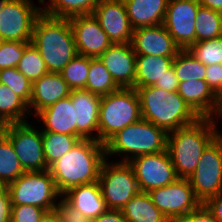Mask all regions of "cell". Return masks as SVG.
Wrapping results in <instances>:
<instances>
[{
	"label": "cell",
	"instance_id": "21",
	"mask_svg": "<svg viewBox=\"0 0 222 222\" xmlns=\"http://www.w3.org/2000/svg\"><path fill=\"white\" fill-rule=\"evenodd\" d=\"M71 89L60 73L48 72L32 83L29 109L34 107L35 115L70 95Z\"/></svg>",
	"mask_w": 222,
	"mask_h": 222
},
{
	"label": "cell",
	"instance_id": "12",
	"mask_svg": "<svg viewBox=\"0 0 222 222\" xmlns=\"http://www.w3.org/2000/svg\"><path fill=\"white\" fill-rule=\"evenodd\" d=\"M6 137L11 141L25 172L44 171L49 168L43 154L41 130H36L28 121L9 123Z\"/></svg>",
	"mask_w": 222,
	"mask_h": 222
},
{
	"label": "cell",
	"instance_id": "27",
	"mask_svg": "<svg viewBox=\"0 0 222 222\" xmlns=\"http://www.w3.org/2000/svg\"><path fill=\"white\" fill-rule=\"evenodd\" d=\"M100 0H49L48 6L40 7L41 13L70 18L76 15L93 14Z\"/></svg>",
	"mask_w": 222,
	"mask_h": 222
},
{
	"label": "cell",
	"instance_id": "37",
	"mask_svg": "<svg viewBox=\"0 0 222 222\" xmlns=\"http://www.w3.org/2000/svg\"><path fill=\"white\" fill-rule=\"evenodd\" d=\"M0 83L8 86L29 105L32 83L16 67L0 70Z\"/></svg>",
	"mask_w": 222,
	"mask_h": 222
},
{
	"label": "cell",
	"instance_id": "20",
	"mask_svg": "<svg viewBox=\"0 0 222 222\" xmlns=\"http://www.w3.org/2000/svg\"><path fill=\"white\" fill-rule=\"evenodd\" d=\"M178 94L200 116L217 118L222 111V101L213 93L205 80L179 82Z\"/></svg>",
	"mask_w": 222,
	"mask_h": 222
},
{
	"label": "cell",
	"instance_id": "35",
	"mask_svg": "<svg viewBox=\"0 0 222 222\" xmlns=\"http://www.w3.org/2000/svg\"><path fill=\"white\" fill-rule=\"evenodd\" d=\"M90 57L77 54L60 72L71 90L86 89Z\"/></svg>",
	"mask_w": 222,
	"mask_h": 222
},
{
	"label": "cell",
	"instance_id": "28",
	"mask_svg": "<svg viewBox=\"0 0 222 222\" xmlns=\"http://www.w3.org/2000/svg\"><path fill=\"white\" fill-rule=\"evenodd\" d=\"M28 104L17 96L8 86L0 83V115L9 123L27 122L30 115ZM25 117V118H24Z\"/></svg>",
	"mask_w": 222,
	"mask_h": 222
},
{
	"label": "cell",
	"instance_id": "7",
	"mask_svg": "<svg viewBox=\"0 0 222 222\" xmlns=\"http://www.w3.org/2000/svg\"><path fill=\"white\" fill-rule=\"evenodd\" d=\"M12 206L32 205L46 211L54 210L55 199L62 196L49 170L24 172L6 185Z\"/></svg>",
	"mask_w": 222,
	"mask_h": 222
},
{
	"label": "cell",
	"instance_id": "41",
	"mask_svg": "<svg viewBox=\"0 0 222 222\" xmlns=\"http://www.w3.org/2000/svg\"><path fill=\"white\" fill-rule=\"evenodd\" d=\"M204 80L213 93L222 101V64L208 65Z\"/></svg>",
	"mask_w": 222,
	"mask_h": 222
},
{
	"label": "cell",
	"instance_id": "4",
	"mask_svg": "<svg viewBox=\"0 0 222 222\" xmlns=\"http://www.w3.org/2000/svg\"><path fill=\"white\" fill-rule=\"evenodd\" d=\"M140 99L142 119L167 133L196 122L201 118L178 94L154 85L136 89Z\"/></svg>",
	"mask_w": 222,
	"mask_h": 222
},
{
	"label": "cell",
	"instance_id": "1",
	"mask_svg": "<svg viewBox=\"0 0 222 222\" xmlns=\"http://www.w3.org/2000/svg\"><path fill=\"white\" fill-rule=\"evenodd\" d=\"M105 157V144L94 139H80L48 168L58 192L62 195L75 186L97 182Z\"/></svg>",
	"mask_w": 222,
	"mask_h": 222
},
{
	"label": "cell",
	"instance_id": "16",
	"mask_svg": "<svg viewBox=\"0 0 222 222\" xmlns=\"http://www.w3.org/2000/svg\"><path fill=\"white\" fill-rule=\"evenodd\" d=\"M93 15L113 44L131 43L133 28L123 0H100Z\"/></svg>",
	"mask_w": 222,
	"mask_h": 222
},
{
	"label": "cell",
	"instance_id": "5",
	"mask_svg": "<svg viewBox=\"0 0 222 222\" xmlns=\"http://www.w3.org/2000/svg\"><path fill=\"white\" fill-rule=\"evenodd\" d=\"M167 137L164 129L141 119L126 126L105 143L106 157L122 153L126 156L120 162H129L139 155L162 152L167 150Z\"/></svg>",
	"mask_w": 222,
	"mask_h": 222
},
{
	"label": "cell",
	"instance_id": "3",
	"mask_svg": "<svg viewBox=\"0 0 222 222\" xmlns=\"http://www.w3.org/2000/svg\"><path fill=\"white\" fill-rule=\"evenodd\" d=\"M31 43L38 49L49 72L60 73L78 54L68 18L40 13L33 25Z\"/></svg>",
	"mask_w": 222,
	"mask_h": 222
},
{
	"label": "cell",
	"instance_id": "23",
	"mask_svg": "<svg viewBox=\"0 0 222 222\" xmlns=\"http://www.w3.org/2000/svg\"><path fill=\"white\" fill-rule=\"evenodd\" d=\"M36 116L44 124L41 132H54L76 136L75 109L70 95L43 109Z\"/></svg>",
	"mask_w": 222,
	"mask_h": 222
},
{
	"label": "cell",
	"instance_id": "45",
	"mask_svg": "<svg viewBox=\"0 0 222 222\" xmlns=\"http://www.w3.org/2000/svg\"><path fill=\"white\" fill-rule=\"evenodd\" d=\"M204 205L218 222H222V192L209 198Z\"/></svg>",
	"mask_w": 222,
	"mask_h": 222
},
{
	"label": "cell",
	"instance_id": "40",
	"mask_svg": "<svg viewBox=\"0 0 222 222\" xmlns=\"http://www.w3.org/2000/svg\"><path fill=\"white\" fill-rule=\"evenodd\" d=\"M54 206V211L57 213L61 222H92L86 218L78 209L74 208L64 198H61Z\"/></svg>",
	"mask_w": 222,
	"mask_h": 222
},
{
	"label": "cell",
	"instance_id": "49",
	"mask_svg": "<svg viewBox=\"0 0 222 222\" xmlns=\"http://www.w3.org/2000/svg\"><path fill=\"white\" fill-rule=\"evenodd\" d=\"M9 126V122H7L1 115H0V138L6 136L7 128Z\"/></svg>",
	"mask_w": 222,
	"mask_h": 222
},
{
	"label": "cell",
	"instance_id": "15",
	"mask_svg": "<svg viewBox=\"0 0 222 222\" xmlns=\"http://www.w3.org/2000/svg\"><path fill=\"white\" fill-rule=\"evenodd\" d=\"M68 19L79 55L98 58L113 44L93 14L76 15Z\"/></svg>",
	"mask_w": 222,
	"mask_h": 222
},
{
	"label": "cell",
	"instance_id": "29",
	"mask_svg": "<svg viewBox=\"0 0 222 222\" xmlns=\"http://www.w3.org/2000/svg\"><path fill=\"white\" fill-rule=\"evenodd\" d=\"M41 134L43 154L48 167L80 141V138L75 135L54 132H41Z\"/></svg>",
	"mask_w": 222,
	"mask_h": 222
},
{
	"label": "cell",
	"instance_id": "24",
	"mask_svg": "<svg viewBox=\"0 0 222 222\" xmlns=\"http://www.w3.org/2000/svg\"><path fill=\"white\" fill-rule=\"evenodd\" d=\"M133 29L163 24L169 0H123Z\"/></svg>",
	"mask_w": 222,
	"mask_h": 222
},
{
	"label": "cell",
	"instance_id": "17",
	"mask_svg": "<svg viewBox=\"0 0 222 222\" xmlns=\"http://www.w3.org/2000/svg\"><path fill=\"white\" fill-rule=\"evenodd\" d=\"M98 58L119 88H135L136 54L131 43L112 44Z\"/></svg>",
	"mask_w": 222,
	"mask_h": 222
},
{
	"label": "cell",
	"instance_id": "50",
	"mask_svg": "<svg viewBox=\"0 0 222 222\" xmlns=\"http://www.w3.org/2000/svg\"><path fill=\"white\" fill-rule=\"evenodd\" d=\"M2 3H3V0H0V13H1Z\"/></svg>",
	"mask_w": 222,
	"mask_h": 222
},
{
	"label": "cell",
	"instance_id": "46",
	"mask_svg": "<svg viewBox=\"0 0 222 222\" xmlns=\"http://www.w3.org/2000/svg\"><path fill=\"white\" fill-rule=\"evenodd\" d=\"M92 222H128V221L125 219L121 210L108 209L98 218L93 219Z\"/></svg>",
	"mask_w": 222,
	"mask_h": 222
},
{
	"label": "cell",
	"instance_id": "19",
	"mask_svg": "<svg viewBox=\"0 0 222 222\" xmlns=\"http://www.w3.org/2000/svg\"><path fill=\"white\" fill-rule=\"evenodd\" d=\"M75 109L76 136L80 139L98 141V123L101 96L86 89H74L70 92ZM93 131L96 132L93 136Z\"/></svg>",
	"mask_w": 222,
	"mask_h": 222
},
{
	"label": "cell",
	"instance_id": "33",
	"mask_svg": "<svg viewBox=\"0 0 222 222\" xmlns=\"http://www.w3.org/2000/svg\"><path fill=\"white\" fill-rule=\"evenodd\" d=\"M196 42L222 36V14L200 6L196 16Z\"/></svg>",
	"mask_w": 222,
	"mask_h": 222
},
{
	"label": "cell",
	"instance_id": "39",
	"mask_svg": "<svg viewBox=\"0 0 222 222\" xmlns=\"http://www.w3.org/2000/svg\"><path fill=\"white\" fill-rule=\"evenodd\" d=\"M46 210L32 205L12 206L10 222H40Z\"/></svg>",
	"mask_w": 222,
	"mask_h": 222
},
{
	"label": "cell",
	"instance_id": "25",
	"mask_svg": "<svg viewBox=\"0 0 222 222\" xmlns=\"http://www.w3.org/2000/svg\"><path fill=\"white\" fill-rule=\"evenodd\" d=\"M175 57L136 56L135 89L154 85L172 67Z\"/></svg>",
	"mask_w": 222,
	"mask_h": 222
},
{
	"label": "cell",
	"instance_id": "22",
	"mask_svg": "<svg viewBox=\"0 0 222 222\" xmlns=\"http://www.w3.org/2000/svg\"><path fill=\"white\" fill-rule=\"evenodd\" d=\"M61 197L91 220L108 210L98 181L70 188Z\"/></svg>",
	"mask_w": 222,
	"mask_h": 222
},
{
	"label": "cell",
	"instance_id": "36",
	"mask_svg": "<svg viewBox=\"0 0 222 222\" xmlns=\"http://www.w3.org/2000/svg\"><path fill=\"white\" fill-rule=\"evenodd\" d=\"M188 50L205 66L222 64V36L211 40L198 41Z\"/></svg>",
	"mask_w": 222,
	"mask_h": 222
},
{
	"label": "cell",
	"instance_id": "10",
	"mask_svg": "<svg viewBox=\"0 0 222 222\" xmlns=\"http://www.w3.org/2000/svg\"><path fill=\"white\" fill-rule=\"evenodd\" d=\"M148 194L170 222H177L202 204L196 198L188 178H177L169 185L150 190Z\"/></svg>",
	"mask_w": 222,
	"mask_h": 222
},
{
	"label": "cell",
	"instance_id": "44",
	"mask_svg": "<svg viewBox=\"0 0 222 222\" xmlns=\"http://www.w3.org/2000/svg\"><path fill=\"white\" fill-rule=\"evenodd\" d=\"M154 86L164 89L168 92H176L179 86V80L176 77L173 66L166 72V74L158 80Z\"/></svg>",
	"mask_w": 222,
	"mask_h": 222
},
{
	"label": "cell",
	"instance_id": "43",
	"mask_svg": "<svg viewBox=\"0 0 222 222\" xmlns=\"http://www.w3.org/2000/svg\"><path fill=\"white\" fill-rule=\"evenodd\" d=\"M12 202L8 189L5 185H0V222L11 221Z\"/></svg>",
	"mask_w": 222,
	"mask_h": 222
},
{
	"label": "cell",
	"instance_id": "13",
	"mask_svg": "<svg viewBox=\"0 0 222 222\" xmlns=\"http://www.w3.org/2000/svg\"><path fill=\"white\" fill-rule=\"evenodd\" d=\"M132 167L140 192H149L174 182L176 175L167 150L139 155L129 162Z\"/></svg>",
	"mask_w": 222,
	"mask_h": 222
},
{
	"label": "cell",
	"instance_id": "34",
	"mask_svg": "<svg viewBox=\"0 0 222 222\" xmlns=\"http://www.w3.org/2000/svg\"><path fill=\"white\" fill-rule=\"evenodd\" d=\"M16 68L26 76L31 83L49 72L38 49L31 42L26 43L23 56Z\"/></svg>",
	"mask_w": 222,
	"mask_h": 222
},
{
	"label": "cell",
	"instance_id": "8",
	"mask_svg": "<svg viewBox=\"0 0 222 222\" xmlns=\"http://www.w3.org/2000/svg\"><path fill=\"white\" fill-rule=\"evenodd\" d=\"M107 161L102 164L98 182L107 208L121 210L140 190L128 162Z\"/></svg>",
	"mask_w": 222,
	"mask_h": 222
},
{
	"label": "cell",
	"instance_id": "18",
	"mask_svg": "<svg viewBox=\"0 0 222 222\" xmlns=\"http://www.w3.org/2000/svg\"><path fill=\"white\" fill-rule=\"evenodd\" d=\"M131 45L136 56L175 57L181 50L163 24L133 29Z\"/></svg>",
	"mask_w": 222,
	"mask_h": 222
},
{
	"label": "cell",
	"instance_id": "6",
	"mask_svg": "<svg viewBox=\"0 0 222 222\" xmlns=\"http://www.w3.org/2000/svg\"><path fill=\"white\" fill-rule=\"evenodd\" d=\"M141 119L140 99L135 88H119L102 96L98 141L105 144L117 132Z\"/></svg>",
	"mask_w": 222,
	"mask_h": 222
},
{
	"label": "cell",
	"instance_id": "38",
	"mask_svg": "<svg viewBox=\"0 0 222 222\" xmlns=\"http://www.w3.org/2000/svg\"><path fill=\"white\" fill-rule=\"evenodd\" d=\"M27 42L3 41L0 45V70L17 67Z\"/></svg>",
	"mask_w": 222,
	"mask_h": 222
},
{
	"label": "cell",
	"instance_id": "48",
	"mask_svg": "<svg viewBox=\"0 0 222 222\" xmlns=\"http://www.w3.org/2000/svg\"><path fill=\"white\" fill-rule=\"evenodd\" d=\"M40 222H61L57 213L54 210L46 211Z\"/></svg>",
	"mask_w": 222,
	"mask_h": 222
},
{
	"label": "cell",
	"instance_id": "26",
	"mask_svg": "<svg viewBox=\"0 0 222 222\" xmlns=\"http://www.w3.org/2000/svg\"><path fill=\"white\" fill-rule=\"evenodd\" d=\"M121 211L128 222H170L154 205L147 192H139Z\"/></svg>",
	"mask_w": 222,
	"mask_h": 222
},
{
	"label": "cell",
	"instance_id": "31",
	"mask_svg": "<svg viewBox=\"0 0 222 222\" xmlns=\"http://www.w3.org/2000/svg\"><path fill=\"white\" fill-rule=\"evenodd\" d=\"M24 172L11 141L0 138V185H8Z\"/></svg>",
	"mask_w": 222,
	"mask_h": 222
},
{
	"label": "cell",
	"instance_id": "47",
	"mask_svg": "<svg viewBox=\"0 0 222 222\" xmlns=\"http://www.w3.org/2000/svg\"><path fill=\"white\" fill-rule=\"evenodd\" d=\"M198 3L202 7L212 9L222 14V0H198Z\"/></svg>",
	"mask_w": 222,
	"mask_h": 222
},
{
	"label": "cell",
	"instance_id": "9",
	"mask_svg": "<svg viewBox=\"0 0 222 222\" xmlns=\"http://www.w3.org/2000/svg\"><path fill=\"white\" fill-rule=\"evenodd\" d=\"M188 180L202 204L222 192V134L203 151Z\"/></svg>",
	"mask_w": 222,
	"mask_h": 222
},
{
	"label": "cell",
	"instance_id": "42",
	"mask_svg": "<svg viewBox=\"0 0 222 222\" xmlns=\"http://www.w3.org/2000/svg\"><path fill=\"white\" fill-rule=\"evenodd\" d=\"M177 222H218L212 215V213L206 208L204 204H201L196 210L182 217Z\"/></svg>",
	"mask_w": 222,
	"mask_h": 222
},
{
	"label": "cell",
	"instance_id": "2",
	"mask_svg": "<svg viewBox=\"0 0 222 222\" xmlns=\"http://www.w3.org/2000/svg\"><path fill=\"white\" fill-rule=\"evenodd\" d=\"M220 135L214 118L196 122L168 133L167 151L178 178H189L197 168L203 151Z\"/></svg>",
	"mask_w": 222,
	"mask_h": 222
},
{
	"label": "cell",
	"instance_id": "14",
	"mask_svg": "<svg viewBox=\"0 0 222 222\" xmlns=\"http://www.w3.org/2000/svg\"><path fill=\"white\" fill-rule=\"evenodd\" d=\"M198 0H169L163 25L181 50L196 43Z\"/></svg>",
	"mask_w": 222,
	"mask_h": 222
},
{
	"label": "cell",
	"instance_id": "11",
	"mask_svg": "<svg viewBox=\"0 0 222 222\" xmlns=\"http://www.w3.org/2000/svg\"><path fill=\"white\" fill-rule=\"evenodd\" d=\"M41 13L31 0H3L0 38L3 41L31 42L33 25Z\"/></svg>",
	"mask_w": 222,
	"mask_h": 222
},
{
	"label": "cell",
	"instance_id": "32",
	"mask_svg": "<svg viewBox=\"0 0 222 222\" xmlns=\"http://www.w3.org/2000/svg\"><path fill=\"white\" fill-rule=\"evenodd\" d=\"M172 66L179 82L204 80L207 70V66L195 58L189 50H180Z\"/></svg>",
	"mask_w": 222,
	"mask_h": 222
},
{
	"label": "cell",
	"instance_id": "30",
	"mask_svg": "<svg viewBox=\"0 0 222 222\" xmlns=\"http://www.w3.org/2000/svg\"><path fill=\"white\" fill-rule=\"evenodd\" d=\"M118 89L119 87L100 59L90 58L86 90L102 97Z\"/></svg>",
	"mask_w": 222,
	"mask_h": 222
}]
</instances>
